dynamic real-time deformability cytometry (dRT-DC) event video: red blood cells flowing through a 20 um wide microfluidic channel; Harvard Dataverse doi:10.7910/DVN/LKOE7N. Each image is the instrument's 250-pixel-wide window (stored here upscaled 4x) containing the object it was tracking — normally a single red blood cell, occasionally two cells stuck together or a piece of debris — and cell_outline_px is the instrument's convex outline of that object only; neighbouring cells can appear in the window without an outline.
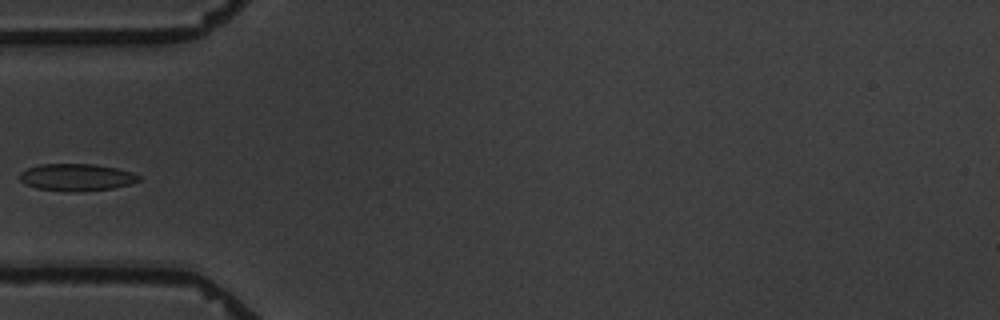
{"species": "common noctule bat (a hibernating species)", "species_latin": "Nyctalus noctula", "temperature_condition": "warm", "stored_images_in_passage": 6, "camera_frame_rate_fps": 3000, "um_per_image_px": 0.085, "animal": {"sex": "male", "body_mass_g": 19.5, "forearm_length_mm": 54.6}, "frame": {"image": 1, "passage_image": 6, "time_ms": 6.667, "image_size_px": [1000, 320], "cell_outline_px": [[140, 180], [128, 184], [112, 188], [80, 192], [68, 192], [36, 188], [24, 184], [20, 180], [20, 172], [28, 168], [40, 164], [96, 164], [116, 168], [132, 172], [140, 176]], "centroid_in_image_um": [6.48, 15.07], "position_along_channel_um": 78.5, "area_um2": 18.9}}